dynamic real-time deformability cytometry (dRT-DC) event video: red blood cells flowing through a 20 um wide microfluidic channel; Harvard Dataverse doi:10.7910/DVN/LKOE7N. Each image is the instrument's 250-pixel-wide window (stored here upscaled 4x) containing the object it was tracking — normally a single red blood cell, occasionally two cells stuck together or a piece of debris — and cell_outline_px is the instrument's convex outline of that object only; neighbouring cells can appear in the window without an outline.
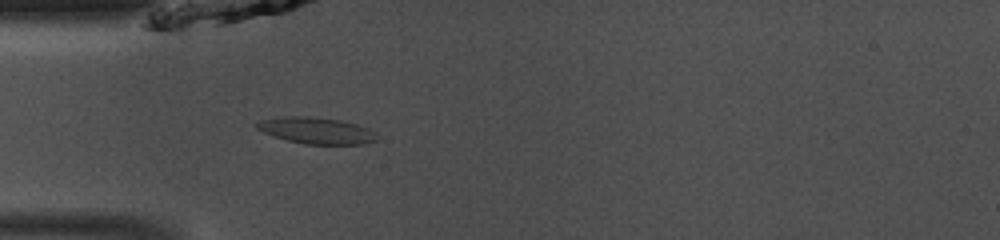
{"species": "common noctule bat (a hibernating species)", "species_latin": "Nyctalus noctula", "temperature_condition": "room temperature", "stored_images_in_passage": 23, "camera_frame_rate_fps": 3000, "um_per_image_px": 0.085, "animal": {"sex": "male", "body_mass_g": 13.0, "forearm_length_mm": 53.1}, "frame": {"image": 1, "passage_image": 4, "time_ms": 1.0, "image_size_px": [1000, 240], "cell_outline_px": [[380, 140], [364, 144], [304, 144], [288, 140], [264, 132], [256, 128], [256, 124], [260, 120], [284, 116], [308, 116], [340, 120], [356, 124], [368, 128], [376, 132], [380, 136]], "centroid_in_image_um": [26.98, 11.1], "position_along_channel_um": 58.0, "area_um2": 18.55}}
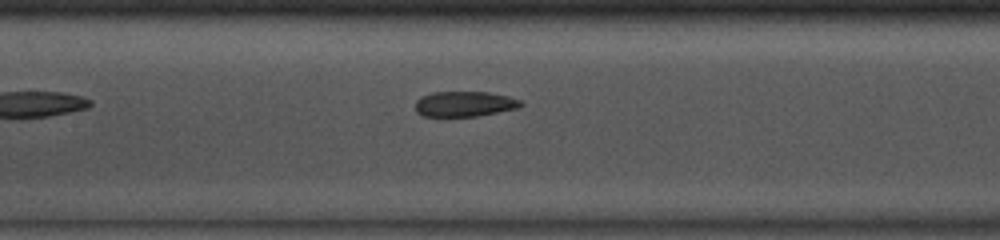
{"frame": {"image": 2, "passage_image": 12, "time_ms": 3.667, "image_size_px": [1000, 240], "cell_outline_px": [[524, 104], [520, 108], [476, 116], [424, 116], [416, 112], [416, 100], [420, 96], [432, 92], [488, 92], [508, 96], [520, 100]], "centroid_in_image_um": [39.49, 8.83], "position_along_channel_um": 167.9, "area_um2": 15.61}}
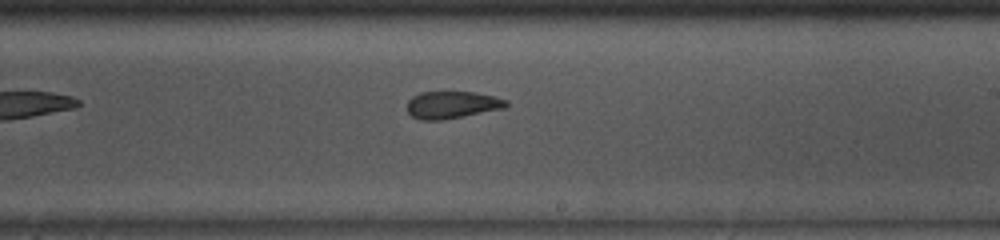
{"frame": {"image": 3, "passage_image": 18, "time_ms": 5.667, "image_size_px": [1000, 240], "cell_outline_px": [[508, 104], [504, 108], [444, 120], [420, 120], [412, 116], [408, 112], [408, 100], [412, 96], [420, 92], [476, 92], [508, 100]], "centroid_in_image_um": [38.41, 8.91], "position_along_channel_um": 250.6, "area_um2": 15.72}}